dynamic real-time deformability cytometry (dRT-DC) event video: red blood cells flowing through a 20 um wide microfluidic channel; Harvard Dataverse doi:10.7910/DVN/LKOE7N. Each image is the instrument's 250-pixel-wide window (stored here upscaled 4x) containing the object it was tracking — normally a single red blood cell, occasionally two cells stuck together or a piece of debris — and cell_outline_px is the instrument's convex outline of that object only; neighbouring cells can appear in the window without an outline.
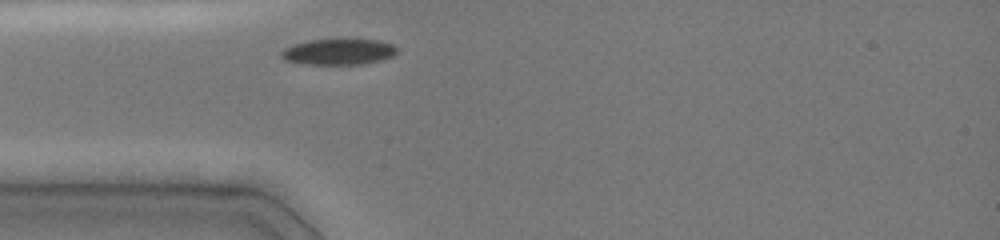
{"species": "common noctule bat (a hibernating species)", "species_latin": "Nyctalus noctula", "temperature_condition": "cold", "stored_images_in_passage": 1, "camera_frame_rate_fps": 3000, "um_per_image_px": 0.085, "animal": {"sex": "female", "body_mass_g": 19.0, "forearm_length_mm": 51.5}, "frame": {"image": 1, "passage_image": 1, "time_ms": 0.0, "image_size_px": [1000, 240], "cell_outline_px": [[396, 52], [392, 56], [380, 60], [360, 64], [304, 64], [284, 60], [280, 56], [280, 52], [284, 48], [292, 44], [308, 40], [340, 36], [376, 40], [392, 44], [396, 48]], "centroid_in_image_um": [28.72, 4.35], "position_along_channel_um": 56.3, "area_um2": 18.26}}